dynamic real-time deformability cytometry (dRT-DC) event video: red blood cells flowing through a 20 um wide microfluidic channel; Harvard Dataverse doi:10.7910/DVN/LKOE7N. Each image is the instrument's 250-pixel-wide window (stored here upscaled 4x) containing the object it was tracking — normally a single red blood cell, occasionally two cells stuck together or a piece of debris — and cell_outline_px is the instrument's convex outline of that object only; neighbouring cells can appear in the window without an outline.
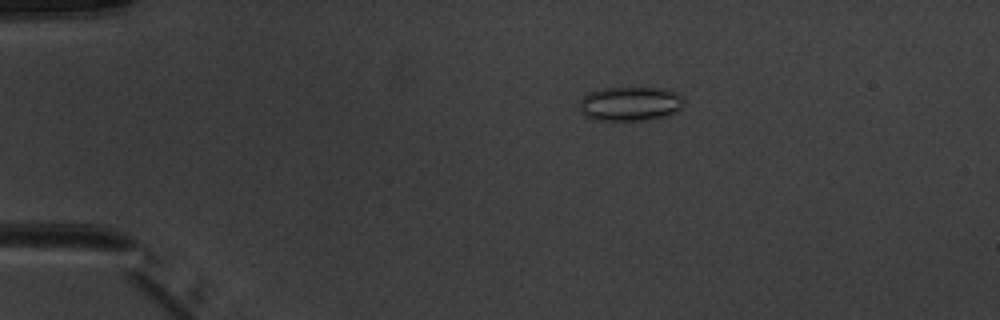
{"species": "common noctule bat (a hibernating species)", "species_latin": "Nyctalus noctula", "temperature_condition": "warm", "stored_images_in_passage": 7, "camera_frame_rate_fps": 3000, "um_per_image_px": 0.085, "animal": {"sex": "male", "body_mass_g": 20.1, "forearm_length_mm": 53.5}, "frame": {"image": 1, "passage_image": 3, "time_ms": 2.333, "image_size_px": [1000, 320], "cell_outline_px": [[684, 104], [676, 112], [668, 116], [644, 120], [596, 120], [584, 116], [580, 108], [580, 100], [588, 92], [604, 88], [660, 88], [684, 96]], "centroid_in_image_um": [53.57, 8.83], "position_along_channel_um": 31.4, "area_um2": 20.87}}
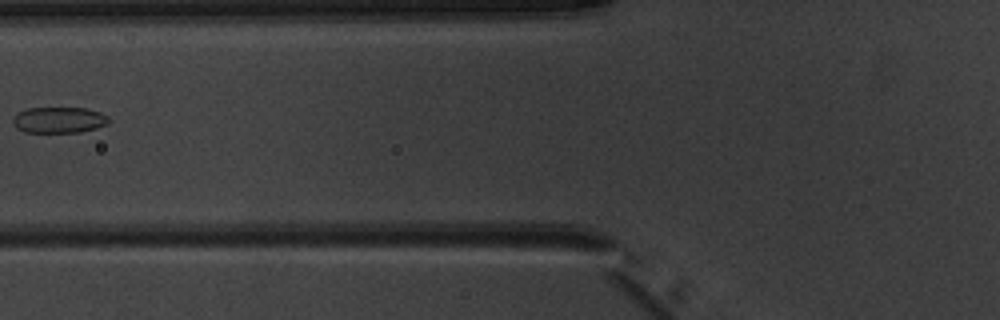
{"frame": {"image": 2, "passage_image": 6, "time_ms": 6.0, "image_size_px": [1000, 320], "cell_outline_px": [[112, 120], [108, 124], [96, 128], [80, 132], [24, 132], [16, 128], [12, 120], [20, 112], [28, 108], [88, 108], [100, 112], [108, 116]], "centroid_in_image_um": [5.07, 10.2], "position_along_channel_um": 120.7, "area_um2": 14.57}}
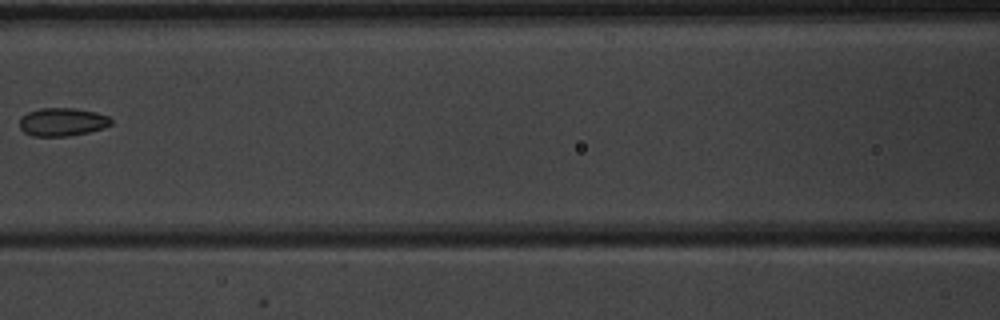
{"frame": {"image": 3, "passage_image": 7, "time_ms": 7.0, "image_size_px": [1000, 320], "cell_outline_px": [[112, 124], [104, 128], [88, 132], [68, 136], [32, 136], [24, 132], [20, 128], [20, 116], [28, 112], [40, 108], [76, 108], [96, 112], [108, 116], [112, 120]], "centroid_in_image_um": [5.3, 10.36], "position_along_channel_um": 161.3, "area_um2": 15.14}}